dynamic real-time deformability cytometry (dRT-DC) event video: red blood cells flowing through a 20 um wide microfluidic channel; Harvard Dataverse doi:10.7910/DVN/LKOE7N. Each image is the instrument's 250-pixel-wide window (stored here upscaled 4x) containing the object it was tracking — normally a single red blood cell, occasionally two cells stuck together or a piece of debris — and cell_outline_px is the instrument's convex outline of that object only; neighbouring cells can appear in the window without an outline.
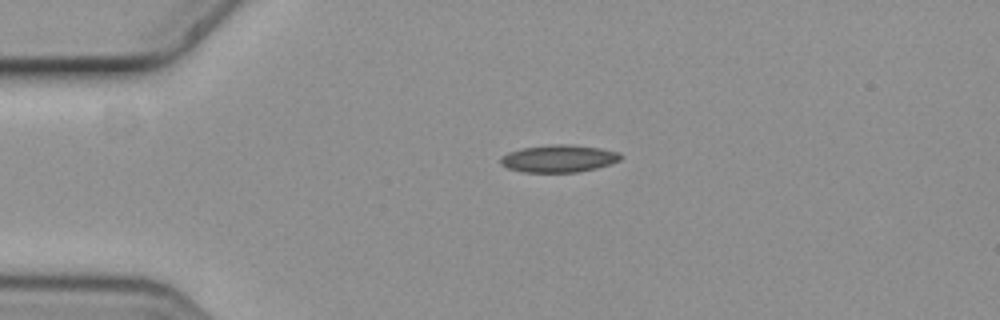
{"species": "common noctule bat (a hibernating species)", "species_latin": "Nyctalus noctula", "temperature_condition": "cold", "stored_images_in_passage": 2, "camera_frame_rate_fps": 3000, "um_per_image_px": 0.085, "animal": {"sex": "female", "body_mass_g": 19.3, "forearm_length_mm": 54.1}, "frame": {"image": 1, "passage_image": 1, "time_ms": 0.0, "image_size_px": [1000, 320], "cell_outline_px": [[624, 156], [620, 160], [612, 164], [596, 168], [576, 172], [524, 172], [508, 168], [500, 164], [500, 156], [508, 152], [520, 148], [548, 144], [572, 144], [600, 148], [620, 152]], "centroid_in_image_um": [47.5, 13.46], "position_along_channel_um": 37.5, "area_um2": 19.48}}